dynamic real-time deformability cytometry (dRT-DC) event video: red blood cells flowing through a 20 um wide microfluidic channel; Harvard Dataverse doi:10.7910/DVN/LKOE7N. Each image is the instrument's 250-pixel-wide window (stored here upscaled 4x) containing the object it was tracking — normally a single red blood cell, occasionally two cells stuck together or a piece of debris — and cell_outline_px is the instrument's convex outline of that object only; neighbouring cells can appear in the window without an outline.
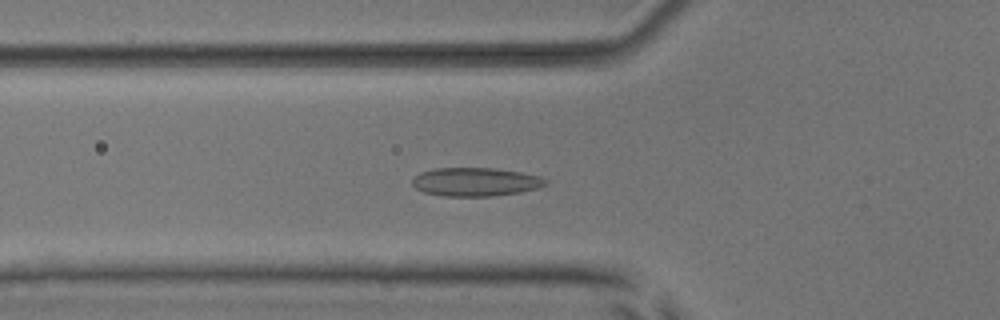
{"species": "common noctule bat (a hibernating species)", "species_latin": "Nyctalus noctula", "temperature_condition": "room temperature", "stored_images_in_passage": 55, "segment_of_instrument_passage": [1, 2], "camera_frame_rate_fps": 3000, "um_per_image_px": 0.085, "animal": {"sex": "male", "body_mass_g": 17.9, "forearm_length_mm": 54.2}, "frame": {"image": 1, "passage_image": 20, "time_ms": 6.333, "image_size_px": [1000, 320], "cell_outline_px": [[548, 184], [540, 188], [520, 192], [496, 196], [444, 196], [424, 192], [416, 188], [412, 184], [412, 180], [420, 172], [436, 168], [492, 168], [520, 172], [540, 176], [548, 180]], "centroid_in_image_um": [40.46, 15.46], "position_along_channel_um": 85.3, "area_um2": 22.25}}
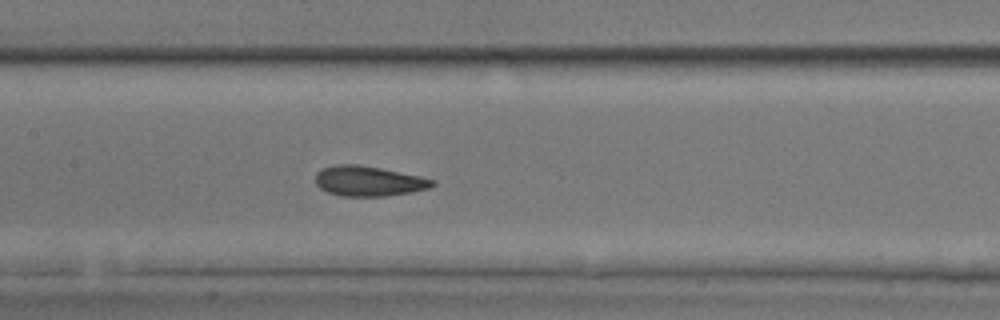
{"frame": {"image": 2, "passage_image": 27, "time_ms": 8.667, "image_size_px": [1000, 320], "cell_outline_px": [[436, 184], [428, 188], [412, 192], [384, 196], [340, 196], [328, 192], [320, 188], [316, 184], [316, 172], [320, 168], [336, 164], [356, 164], [380, 168], [420, 176], [436, 180]], "centroid_in_image_um": [31.31, 15.39], "position_along_channel_um": 176.1, "area_um2": 20.58}}
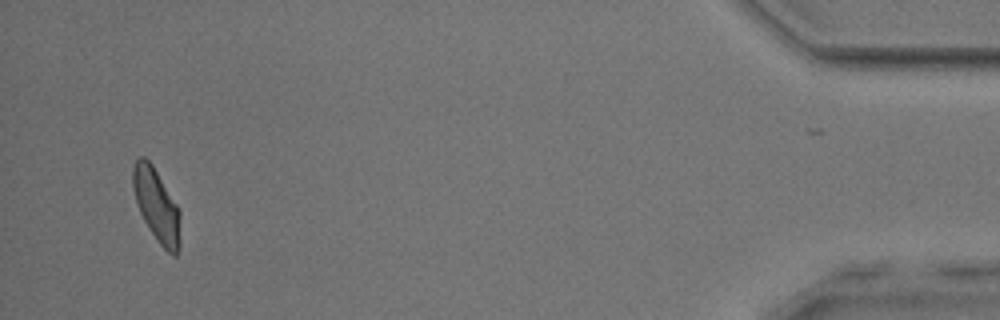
{"frame": {"image": 3, "passage_image": 52, "time_ms": 17.0, "image_size_px": [1000, 320], "cell_outline_px": [[180, 244], [176, 256], [172, 256], [156, 240], [148, 228], [140, 212], [136, 200], [132, 184], [132, 168], [136, 160], [140, 156], [144, 156], [152, 164], [180, 208]], "centroid_in_image_um": [13.33, 17.46], "position_along_channel_um": 421.9, "area_um2": 20.35}}